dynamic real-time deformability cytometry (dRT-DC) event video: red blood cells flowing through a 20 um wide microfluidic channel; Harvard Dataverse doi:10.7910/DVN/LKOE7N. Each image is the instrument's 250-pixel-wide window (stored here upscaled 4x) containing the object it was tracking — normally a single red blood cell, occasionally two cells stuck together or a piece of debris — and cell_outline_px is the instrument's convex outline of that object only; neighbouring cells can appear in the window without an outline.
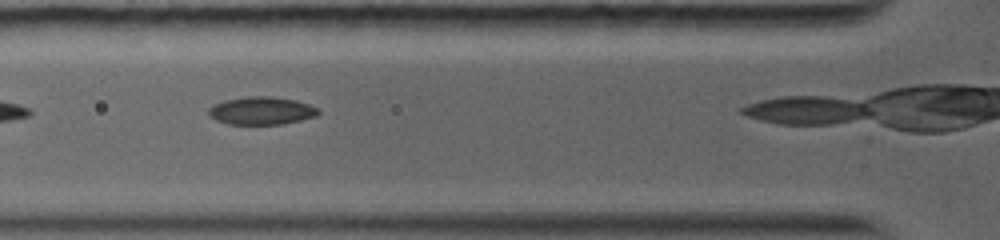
{"species": "common noctule bat (a hibernating species)", "species_latin": "Nyctalus noctula", "temperature_condition": "warm", "stored_images_in_passage": 6, "camera_frame_rate_fps": 5000, "um_per_image_px": 0.085, "animal": {"sex": "female", "body_mass_g": 19.0, "forearm_length_mm": 56.7}, "frame": {"image": 1, "passage_image": 3, "time_ms": 2.0, "image_size_px": [1000, 240], "cell_outline_px": [[320, 112], [316, 116], [284, 124], [228, 124], [216, 120], [208, 116], [208, 108], [212, 104], [224, 100], [248, 96], [272, 96], [296, 100], [308, 104], [316, 108]], "centroid_in_image_um": [22.18, 9.41], "position_along_channel_um": 103.6, "area_um2": 17.92}}